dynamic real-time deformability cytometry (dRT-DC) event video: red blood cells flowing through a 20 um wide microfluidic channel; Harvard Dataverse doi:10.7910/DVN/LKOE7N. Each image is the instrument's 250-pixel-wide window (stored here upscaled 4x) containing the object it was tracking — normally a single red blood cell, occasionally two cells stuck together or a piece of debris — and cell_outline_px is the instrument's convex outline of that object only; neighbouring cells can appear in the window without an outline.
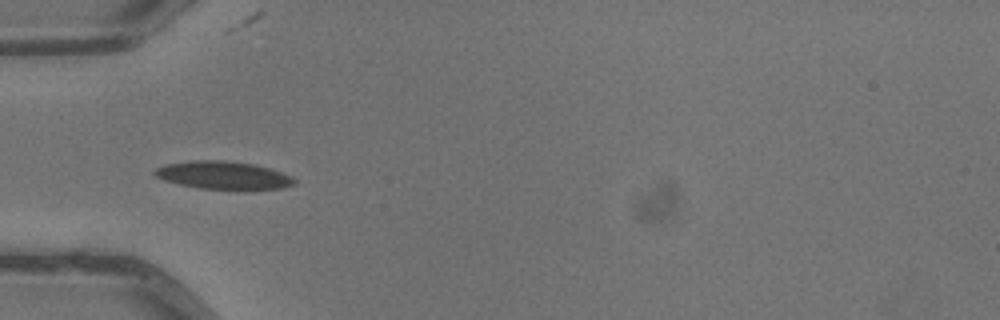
{"species": "common noctule bat (a hibernating species)", "species_latin": "Nyctalus noctula", "temperature_condition": "warm", "stored_images_in_passage": 4, "camera_frame_rate_fps": 3000, "um_per_image_px": 0.085, "animal": {"sex": "male", "body_mass_g": 13.3}, "frame": {"image": 1, "passage_image": 2, "time_ms": 0.333, "image_size_px": [1000, 320], "cell_outline_px": [[296, 184], [284, 188], [244, 192], [200, 188], [180, 184], [164, 180], [156, 176], [152, 172], [156, 168], [164, 164], [192, 160], [224, 160], [252, 164], [268, 168], [292, 176], [296, 180]], "centroid_in_image_um": [19.03, 14.94], "position_along_channel_um": 66.0, "area_um2": 23.47}}
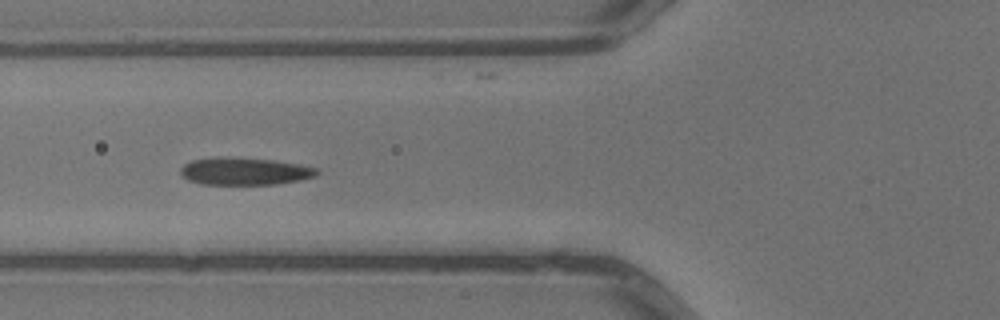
{"frame": {"image": 2, "passage_image": 3, "time_ms": 0.667, "image_size_px": [1000, 320], "cell_outline_px": [[320, 172], [316, 176], [300, 180], [276, 184], [200, 184], [188, 180], [180, 176], [180, 168], [184, 164], [192, 160], [216, 156], [228, 156], [272, 160], [300, 164], [320, 168]], "centroid_in_image_um": [20.79, 14.54], "position_along_channel_um": 105.0, "area_um2": 22.2}}
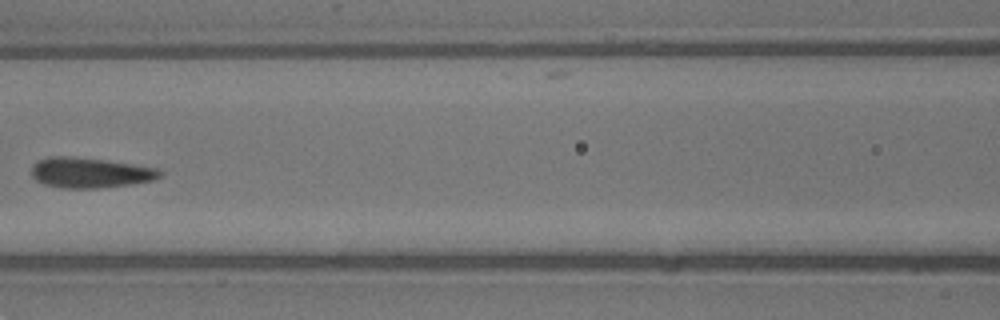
{"frame": {"image": 3, "passage_image": 4, "time_ms": 1.0, "image_size_px": [1000, 320], "cell_outline_px": [[164, 172], [156, 180], [128, 184], [96, 188], [64, 188], [44, 184], [36, 180], [32, 176], [32, 164], [48, 156], [72, 156], [104, 160], [160, 168]], "centroid_in_image_um": [7.67, 14.67], "position_along_channel_um": 158.9, "area_um2": 22.66}}